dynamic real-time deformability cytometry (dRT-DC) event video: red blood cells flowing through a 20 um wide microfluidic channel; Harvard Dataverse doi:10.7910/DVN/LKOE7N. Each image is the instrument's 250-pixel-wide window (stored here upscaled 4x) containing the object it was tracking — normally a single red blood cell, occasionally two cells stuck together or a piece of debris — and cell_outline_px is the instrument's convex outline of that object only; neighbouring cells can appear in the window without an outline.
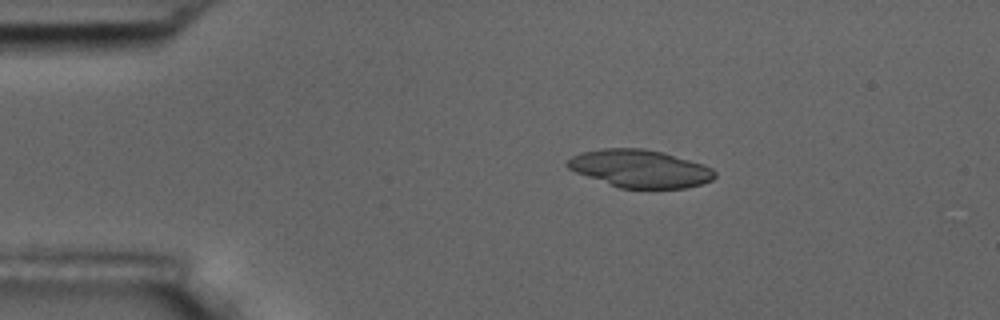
{"species": "common noctule bat (a hibernating species)", "species_latin": "Nyctalus noctula", "temperature_condition": "room temperature", "stored_images_in_passage": 4, "camera_frame_rate_fps": 3000, "um_per_image_px": 0.085, "animal": {"sex": "male", "body_mass_g": 17.5, "forearm_length_mm": 52.3}, "frame": {"image": 1, "passage_image": 1, "time_ms": 0.0, "image_size_px": [1000, 320], "cell_outline_px": [[716, 176], [712, 180], [700, 184], [684, 188], [620, 188], [576, 172], [568, 168], [564, 164], [572, 156], [580, 152], [600, 148], [644, 148], [664, 152], [704, 164], [712, 168], [716, 172]], "centroid_in_image_um": [54.4, 14.31], "position_along_channel_um": 30.6, "area_um2": 32.48}}